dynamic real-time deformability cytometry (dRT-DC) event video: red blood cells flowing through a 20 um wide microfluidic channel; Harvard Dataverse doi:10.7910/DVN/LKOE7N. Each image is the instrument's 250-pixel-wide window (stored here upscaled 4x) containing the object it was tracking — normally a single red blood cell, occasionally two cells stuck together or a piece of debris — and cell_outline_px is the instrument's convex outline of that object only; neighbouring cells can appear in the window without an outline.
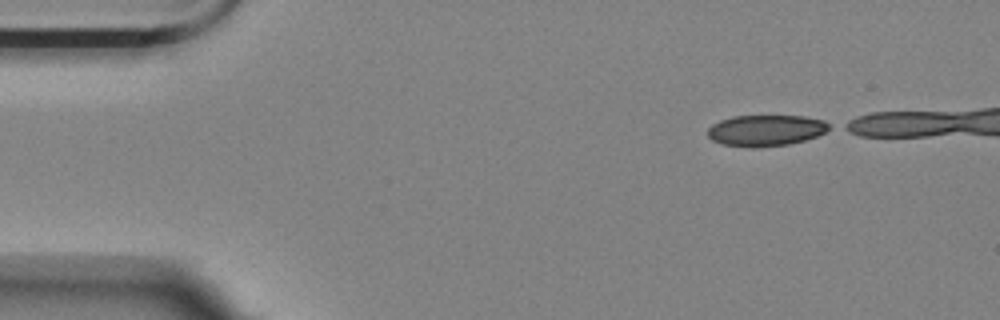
{"species": "Egyptian fruit bat (a non-hibernating species)", "species_latin": "Rousettus aegyptiacus", "temperature_condition": "room temperature", "stored_images_in_passage": 15, "camera_frame_rate_fps": 3000, "um_per_image_px": 0.085, "animal": {"sex": "female"}, "frame": {"image": 1, "passage_image": 1, "time_ms": 0.0, "image_size_px": [1000, 320], "cell_outline_px": [[832, 128], [816, 136], [804, 140], [788, 144], [756, 148], [752, 148], [720, 144], [712, 140], [708, 136], [708, 128], [712, 124], [720, 120], [732, 116], [804, 116], [824, 120], [832, 124]], "centroid_in_image_um": [65.09, 11.09], "position_along_channel_um": 19.9, "area_um2": 22.25}}
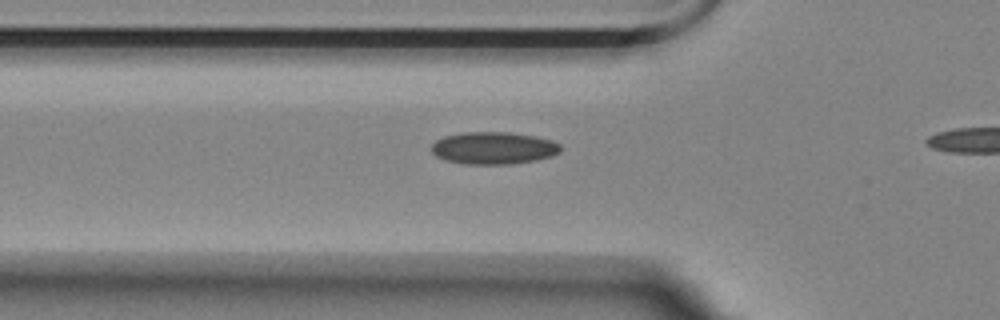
{"frame": {"image": 2, "passage_image": 13, "time_ms": 4.0, "image_size_px": [1000, 320], "cell_outline_px": [[560, 152], [552, 156], [536, 160], [512, 164], [464, 164], [444, 160], [436, 156], [432, 152], [432, 144], [436, 140], [444, 136], [464, 132], [508, 132], [536, 136], [552, 140], [560, 144]], "centroid_in_image_um": [41.95, 12.58], "position_along_channel_um": 83.8, "area_um2": 24.45}}